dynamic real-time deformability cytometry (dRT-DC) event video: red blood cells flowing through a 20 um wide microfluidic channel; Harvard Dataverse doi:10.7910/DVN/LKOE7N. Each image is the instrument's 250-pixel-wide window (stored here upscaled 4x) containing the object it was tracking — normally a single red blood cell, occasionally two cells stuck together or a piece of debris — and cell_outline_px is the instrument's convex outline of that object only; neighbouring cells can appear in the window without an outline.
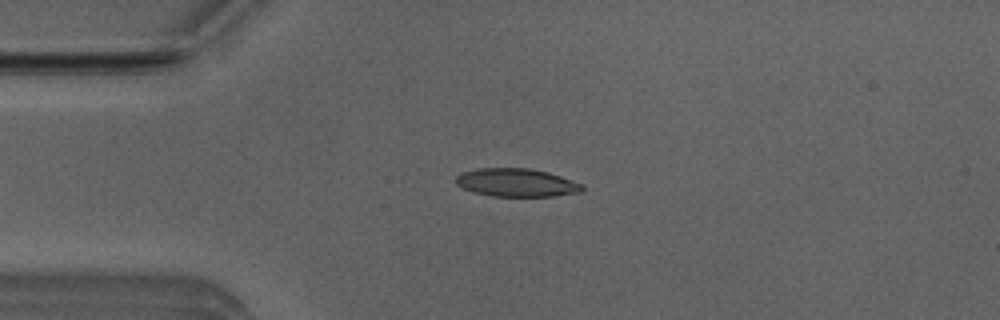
{"species": "Egyptian fruit bat (a non-hibernating species)", "species_latin": "Rousettus aegyptiacus", "temperature_condition": "room temperature", "stored_images_in_passage": 8, "camera_frame_rate_fps": 3000, "um_per_image_px": 0.085, "animal": {"sex": "male"}, "frame": {"image": 1, "passage_image": 4, "time_ms": 1.0, "image_size_px": [1000, 320], "cell_outline_px": [[584, 188], [580, 192], [552, 196], [492, 196], [472, 192], [456, 184], [456, 176], [464, 172], [476, 168], [528, 168], [548, 172], [584, 184]], "centroid_in_image_um": [43.91, 15.52], "position_along_channel_um": 41.1, "area_um2": 20.69}}
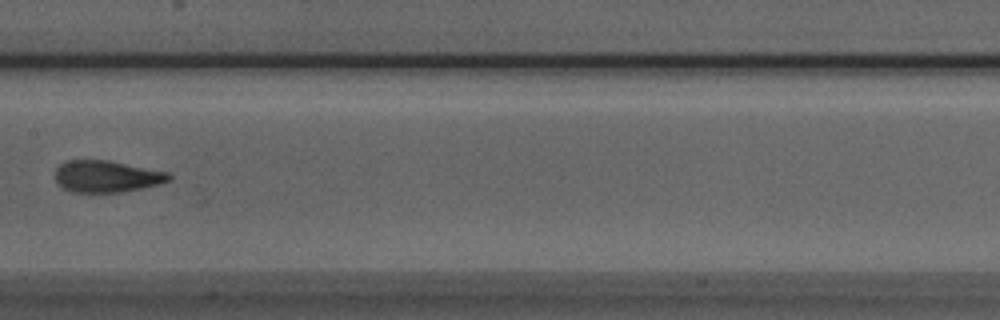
{"frame": {"image": 2, "passage_image": 8, "time_ms": 2.333, "image_size_px": [1000, 320], "cell_outline_px": [[172, 180], [160, 184], [124, 192], [72, 192], [64, 188], [56, 180], [56, 168], [60, 164], [68, 160], [108, 160], [168, 172], [172, 176]], "centroid_in_image_um": [9.1, 14.99], "position_along_channel_um": 198.3, "area_um2": 21.04}}